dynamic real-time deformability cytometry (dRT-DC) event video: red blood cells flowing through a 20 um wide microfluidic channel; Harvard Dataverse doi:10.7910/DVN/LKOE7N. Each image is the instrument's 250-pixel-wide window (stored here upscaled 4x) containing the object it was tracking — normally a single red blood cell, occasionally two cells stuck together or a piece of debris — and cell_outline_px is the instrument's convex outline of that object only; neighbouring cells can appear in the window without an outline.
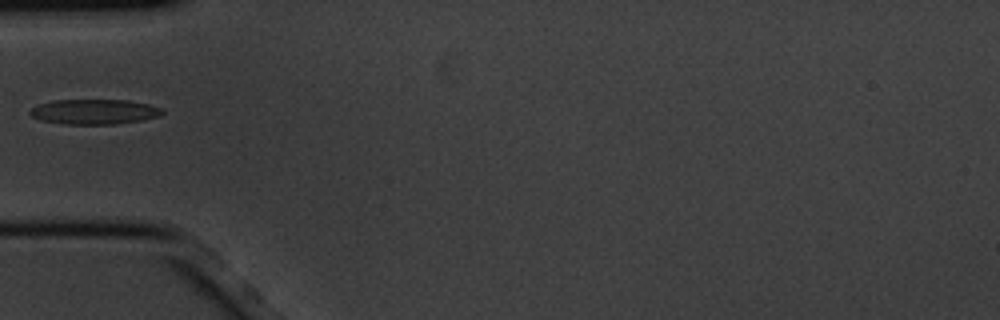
{"species": "common noctule bat (a hibernating species)", "species_latin": "Nyctalus noctula", "temperature_condition": "cold", "stored_images_in_passage": 4, "camera_frame_rate_fps": 3000, "um_per_image_px": 0.085, "animal": {"sex": "male", "body_mass_g": 20.1, "forearm_length_mm": 53.5}, "frame": {"image": 1, "passage_image": 2, "time_ms": 0.333, "image_size_px": [1000, 320], "cell_outline_px": [[164, 112], [160, 116], [140, 120], [116, 124], [60, 124], [40, 120], [32, 116], [28, 112], [32, 108], [40, 104], [56, 100], [128, 100], [148, 104], [164, 108]], "centroid_in_image_um": [8.03, 9.5], "position_along_channel_um": 77.0, "area_um2": 19.31}}
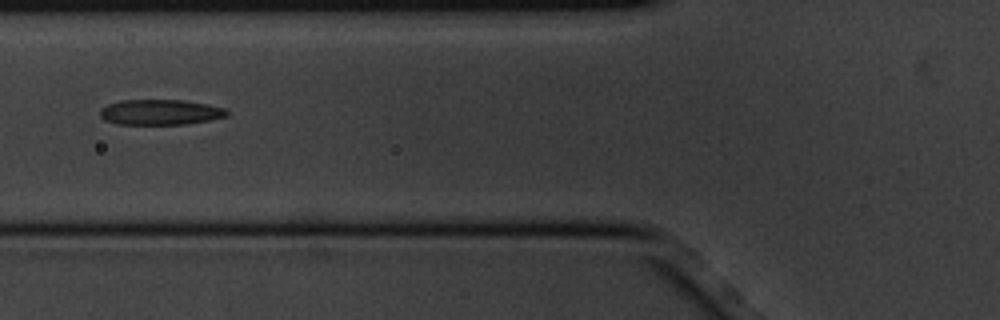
{"frame": {"image": 2, "passage_image": 3, "time_ms": 0.667, "image_size_px": [1000, 320], "cell_outline_px": [[228, 116], [208, 120], [184, 124], [116, 124], [104, 120], [100, 116], [100, 112], [108, 104], [120, 100], [180, 100], [208, 104], [224, 108], [228, 112]], "centroid_in_image_um": [13.61, 9.53], "position_along_channel_um": 112.2, "area_um2": 18.61}}
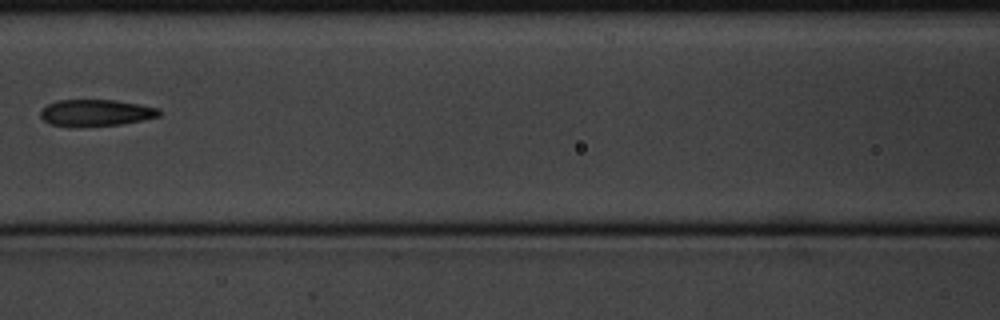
{"frame": {"image": 3, "passage_image": 4, "time_ms": 1.0, "image_size_px": [1000, 320], "cell_outline_px": [[160, 116], [120, 124], [48, 124], [40, 116], [40, 112], [48, 104], [56, 100], [116, 100], [160, 108]], "centroid_in_image_um": [8.18, 9.54], "position_along_channel_um": 158.4, "area_um2": 17.57}}